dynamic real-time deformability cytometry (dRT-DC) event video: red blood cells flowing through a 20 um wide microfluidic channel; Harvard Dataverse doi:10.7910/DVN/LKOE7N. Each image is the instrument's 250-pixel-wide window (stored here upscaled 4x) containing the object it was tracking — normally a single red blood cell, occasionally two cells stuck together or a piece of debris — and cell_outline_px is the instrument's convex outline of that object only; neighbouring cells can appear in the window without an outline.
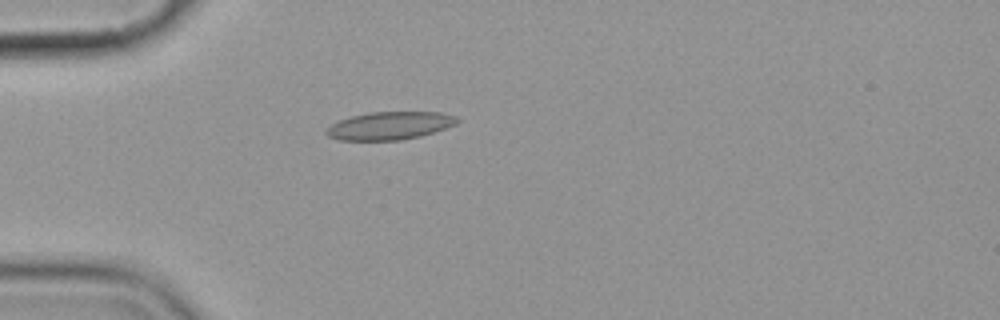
{"species": "common noctule bat (a hibernating species)", "species_latin": "Nyctalus noctula", "temperature_condition": "cold", "stored_images_in_passage": 4, "camera_frame_rate_fps": 3000, "um_per_image_px": 0.085, "animal": {"sex": "female", "body_mass_g": 19.9}, "frame": {"image": 1, "passage_image": 4, "time_ms": 3.333, "image_size_px": [1000, 320], "cell_outline_px": [[460, 120], [456, 124], [420, 136], [400, 140], [340, 140], [328, 136], [324, 132], [332, 124], [340, 120], [352, 116], [368, 112], [440, 112], [456, 116]], "centroid_in_image_um": [33.13, 10.68], "position_along_channel_um": 51.9, "area_um2": 21.1}}